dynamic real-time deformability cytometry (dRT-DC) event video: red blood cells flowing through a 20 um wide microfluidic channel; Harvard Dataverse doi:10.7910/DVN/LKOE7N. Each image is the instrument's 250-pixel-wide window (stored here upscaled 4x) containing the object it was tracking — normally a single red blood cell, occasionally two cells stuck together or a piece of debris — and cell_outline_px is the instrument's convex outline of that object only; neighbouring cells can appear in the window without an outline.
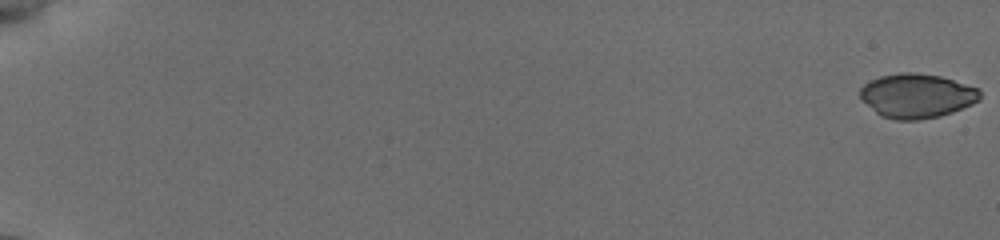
{"species": "common noctule bat (a hibernating species)", "species_latin": "Nyctalus noctula", "temperature_condition": "cold", "stored_images_in_passage": 57, "camera_frame_rate_fps": 3000, "um_per_image_px": 0.085, "animal": {"sex": "female", "body_mass_g": 19.5, "forearm_length_mm": 54.1}, "frame": {"image": 1, "passage_image": 1, "time_ms": 0.0, "image_size_px": [1000, 240], "cell_outline_px": [[980, 100], [972, 104], [952, 112], [940, 116], [916, 120], [896, 120], [880, 116], [860, 100], [860, 88], [864, 84], [880, 76], [900, 72], [916, 72], [940, 76], [980, 88]], "centroid_in_image_um": [77.91, 8.14], "position_along_channel_um": 7.1, "area_um2": 31.15}}
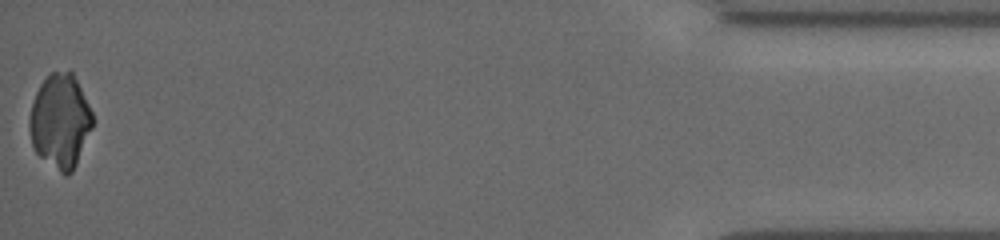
{"frame": {"image": 2, "passage_image": 57, "time_ms": 18.333, "image_size_px": [1000, 240], "cell_outline_px": [[92, 128], [76, 164], [72, 172], [68, 176], [64, 176], [40, 156], [36, 152], [32, 144], [28, 124], [28, 120], [32, 104], [36, 92], [40, 84], [52, 72], [72, 72], [92, 112]], "centroid_in_image_um": [5.1, 10.33], "position_along_channel_um": 430.1, "area_um2": 34.16}}